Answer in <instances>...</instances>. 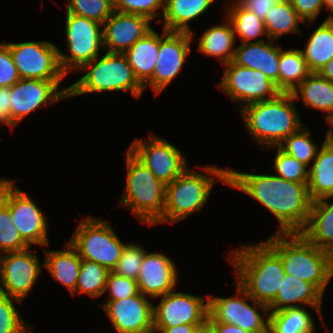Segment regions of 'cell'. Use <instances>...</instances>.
Here are the masks:
<instances>
[{
    "mask_svg": "<svg viewBox=\"0 0 333 333\" xmlns=\"http://www.w3.org/2000/svg\"><path fill=\"white\" fill-rule=\"evenodd\" d=\"M308 182H292L275 174H256L228 169V185L263 205L276 217L275 232H300L309 218L312 199Z\"/></svg>",
    "mask_w": 333,
    "mask_h": 333,
    "instance_id": "cell-1",
    "label": "cell"
},
{
    "mask_svg": "<svg viewBox=\"0 0 333 333\" xmlns=\"http://www.w3.org/2000/svg\"><path fill=\"white\" fill-rule=\"evenodd\" d=\"M228 253L236 282L251 298L268 306L286 275L280 256L265 241L236 247Z\"/></svg>",
    "mask_w": 333,
    "mask_h": 333,
    "instance_id": "cell-2",
    "label": "cell"
},
{
    "mask_svg": "<svg viewBox=\"0 0 333 333\" xmlns=\"http://www.w3.org/2000/svg\"><path fill=\"white\" fill-rule=\"evenodd\" d=\"M295 102L291 93L281 92L273 99L239 110L249 137L260 148L278 147L286 137L304 126Z\"/></svg>",
    "mask_w": 333,
    "mask_h": 333,
    "instance_id": "cell-3",
    "label": "cell"
},
{
    "mask_svg": "<svg viewBox=\"0 0 333 333\" xmlns=\"http://www.w3.org/2000/svg\"><path fill=\"white\" fill-rule=\"evenodd\" d=\"M265 242L280 256L286 274L314 284L323 294L333 278V255L300 232H274Z\"/></svg>",
    "mask_w": 333,
    "mask_h": 333,
    "instance_id": "cell-4",
    "label": "cell"
},
{
    "mask_svg": "<svg viewBox=\"0 0 333 333\" xmlns=\"http://www.w3.org/2000/svg\"><path fill=\"white\" fill-rule=\"evenodd\" d=\"M201 169L205 174L202 171L190 170L188 167L166 185L162 223L174 224L202 210L209 201L213 184L217 179L228 185V166L225 169L208 165Z\"/></svg>",
    "mask_w": 333,
    "mask_h": 333,
    "instance_id": "cell-5",
    "label": "cell"
},
{
    "mask_svg": "<svg viewBox=\"0 0 333 333\" xmlns=\"http://www.w3.org/2000/svg\"><path fill=\"white\" fill-rule=\"evenodd\" d=\"M125 156L126 183L120 206L130 209L139 223L162 224L166 185L127 148Z\"/></svg>",
    "mask_w": 333,
    "mask_h": 333,
    "instance_id": "cell-6",
    "label": "cell"
},
{
    "mask_svg": "<svg viewBox=\"0 0 333 333\" xmlns=\"http://www.w3.org/2000/svg\"><path fill=\"white\" fill-rule=\"evenodd\" d=\"M85 74L69 85L68 98L90 93L129 91L135 98H141L143 86L135 77L124 53H104L85 64L77 73Z\"/></svg>",
    "mask_w": 333,
    "mask_h": 333,
    "instance_id": "cell-7",
    "label": "cell"
},
{
    "mask_svg": "<svg viewBox=\"0 0 333 333\" xmlns=\"http://www.w3.org/2000/svg\"><path fill=\"white\" fill-rule=\"evenodd\" d=\"M114 230L107 220L85 216L75 226L68 242L77 250L81 259L96 262L112 271L126 245Z\"/></svg>",
    "mask_w": 333,
    "mask_h": 333,
    "instance_id": "cell-8",
    "label": "cell"
},
{
    "mask_svg": "<svg viewBox=\"0 0 333 333\" xmlns=\"http://www.w3.org/2000/svg\"><path fill=\"white\" fill-rule=\"evenodd\" d=\"M65 38L69 54L60 49L59 64L67 76L70 72H78L85 64L100 56L103 49L102 24L97 21L66 12Z\"/></svg>",
    "mask_w": 333,
    "mask_h": 333,
    "instance_id": "cell-9",
    "label": "cell"
},
{
    "mask_svg": "<svg viewBox=\"0 0 333 333\" xmlns=\"http://www.w3.org/2000/svg\"><path fill=\"white\" fill-rule=\"evenodd\" d=\"M236 293L229 297L208 294V314L218 323L232 324L251 333H268L269 307L251 298L238 283Z\"/></svg>",
    "mask_w": 333,
    "mask_h": 333,
    "instance_id": "cell-10",
    "label": "cell"
},
{
    "mask_svg": "<svg viewBox=\"0 0 333 333\" xmlns=\"http://www.w3.org/2000/svg\"><path fill=\"white\" fill-rule=\"evenodd\" d=\"M16 180H5L0 188V199L9 207L13 225L30 246H49L48 218L32 197L15 185Z\"/></svg>",
    "mask_w": 333,
    "mask_h": 333,
    "instance_id": "cell-11",
    "label": "cell"
},
{
    "mask_svg": "<svg viewBox=\"0 0 333 333\" xmlns=\"http://www.w3.org/2000/svg\"><path fill=\"white\" fill-rule=\"evenodd\" d=\"M22 79L62 81L58 47L50 41L6 42Z\"/></svg>",
    "mask_w": 333,
    "mask_h": 333,
    "instance_id": "cell-12",
    "label": "cell"
},
{
    "mask_svg": "<svg viewBox=\"0 0 333 333\" xmlns=\"http://www.w3.org/2000/svg\"><path fill=\"white\" fill-rule=\"evenodd\" d=\"M128 149L165 185L189 167L187 157L177 146L153 133L148 135L146 142L135 138Z\"/></svg>",
    "mask_w": 333,
    "mask_h": 333,
    "instance_id": "cell-13",
    "label": "cell"
},
{
    "mask_svg": "<svg viewBox=\"0 0 333 333\" xmlns=\"http://www.w3.org/2000/svg\"><path fill=\"white\" fill-rule=\"evenodd\" d=\"M224 75L216 84L241 110L247 105L270 100L281 93L261 71L241 67L233 61L225 64Z\"/></svg>",
    "mask_w": 333,
    "mask_h": 333,
    "instance_id": "cell-14",
    "label": "cell"
},
{
    "mask_svg": "<svg viewBox=\"0 0 333 333\" xmlns=\"http://www.w3.org/2000/svg\"><path fill=\"white\" fill-rule=\"evenodd\" d=\"M62 81L20 79L11 87V131L42 107L68 99L69 85L61 88Z\"/></svg>",
    "mask_w": 333,
    "mask_h": 333,
    "instance_id": "cell-15",
    "label": "cell"
},
{
    "mask_svg": "<svg viewBox=\"0 0 333 333\" xmlns=\"http://www.w3.org/2000/svg\"><path fill=\"white\" fill-rule=\"evenodd\" d=\"M194 33L167 31L160 34L159 55L151 79L143 86H150L155 95L160 94L179 76L183 64L191 54Z\"/></svg>",
    "mask_w": 333,
    "mask_h": 333,
    "instance_id": "cell-16",
    "label": "cell"
},
{
    "mask_svg": "<svg viewBox=\"0 0 333 333\" xmlns=\"http://www.w3.org/2000/svg\"><path fill=\"white\" fill-rule=\"evenodd\" d=\"M40 262L33 249L9 252L0 255V293L23 302L33 289L42 272Z\"/></svg>",
    "mask_w": 333,
    "mask_h": 333,
    "instance_id": "cell-17",
    "label": "cell"
},
{
    "mask_svg": "<svg viewBox=\"0 0 333 333\" xmlns=\"http://www.w3.org/2000/svg\"><path fill=\"white\" fill-rule=\"evenodd\" d=\"M153 305L154 327L181 324H203L208 317L209 299L202 296L171 291Z\"/></svg>",
    "mask_w": 333,
    "mask_h": 333,
    "instance_id": "cell-18",
    "label": "cell"
},
{
    "mask_svg": "<svg viewBox=\"0 0 333 333\" xmlns=\"http://www.w3.org/2000/svg\"><path fill=\"white\" fill-rule=\"evenodd\" d=\"M149 297L138 292L135 296L106 301L101 307L116 333H153V305Z\"/></svg>",
    "mask_w": 333,
    "mask_h": 333,
    "instance_id": "cell-19",
    "label": "cell"
},
{
    "mask_svg": "<svg viewBox=\"0 0 333 333\" xmlns=\"http://www.w3.org/2000/svg\"><path fill=\"white\" fill-rule=\"evenodd\" d=\"M178 275L175 262L166 254L147 251L137 277L139 292L156 300L176 289Z\"/></svg>",
    "mask_w": 333,
    "mask_h": 333,
    "instance_id": "cell-20",
    "label": "cell"
},
{
    "mask_svg": "<svg viewBox=\"0 0 333 333\" xmlns=\"http://www.w3.org/2000/svg\"><path fill=\"white\" fill-rule=\"evenodd\" d=\"M150 22L145 16L114 10L102 24L103 49L110 53H125L153 29Z\"/></svg>",
    "mask_w": 333,
    "mask_h": 333,
    "instance_id": "cell-21",
    "label": "cell"
},
{
    "mask_svg": "<svg viewBox=\"0 0 333 333\" xmlns=\"http://www.w3.org/2000/svg\"><path fill=\"white\" fill-rule=\"evenodd\" d=\"M323 297L324 294L314 284L286 274L275 299L268 307L270 312H274L306 305L314 309L321 323L326 327L322 316Z\"/></svg>",
    "mask_w": 333,
    "mask_h": 333,
    "instance_id": "cell-22",
    "label": "cell"
},
{
    "mask_svg": "<svg viewBox=\"0 0 333 333\" xmlns=\"http://www.w3.org/2000/svg\"><path fill=\"white\" fill-rule=\"evenodd\" d=\"M275 40L241 43L236 47L233 62L241 67L261 71L279 90L280 46Z\"/></svg>",
    "mask_w": 333,
    "mask_h": 333,
    "instance_id": "cell-23",
    "label": "cell"
},
{
    "mask_svg": "<svg viewBox=\"0 0 333 333\" xmlns=\"http://www.w3.org/2000/svg\"><path fill=\"white\" fill-rule=\"evenodd\" d=\"M300 233L311 244L333 255V197L312 202L308 221Z\"/></svg>",
    "mask_w": 333,
    "mask_h": 333,
    "instance_id": "cell-24",
    "label": "cell"
},
{
    "mask_svg": "<svg viewBox=\"0 0 333 333\" xmlns=\"http://www.w3.org/2000/svg\"><path fill=\"white\" fill-rule=\"evenodd\" d=\"M48 246L42 248L44 253V269L59 283L63 284L72 295L77 286L80 273L81 257L77 250L68 242L64 249L47 250Z\"/></svg>",
    "mask_w": 333,
    "mask_h": 333,
    "instance_id": "cell-25",
    "label": "cell"
},
{
    "mask_svg": "<svg viewBox=\"0 0 333 333\" xmlns=\"http://www.w3.org/2000/svg\"><path fill=\"white\" fill-rule=\"evenodd\" d=\"M224 18L223 23L212 25L202 32L197 47L201 54L214 57L223 65L233 61L236 50L233 26L226 16Z\"/></svg>",
    "mask_w": 333,
    "mask_h": 333,
    "instance_id": "cell-26",
    "label": "cell"
},
{
    "mask_svg": "<svg viewBox=\"0 0 333 333\" xmlns=\"http://www.w3.org/2000/svg\"><path fill=\"white\" fill-rule=\"evenodd\" d=\"M160 34L152 29L137 40L124 54L142 86L153 76L159 55Z\"/></svg>",
    "mask_w": 333,
    "mask_h": 333,
    "instance_id": "cell-27",
    "label": "cell"
},
{
    "mask_svg": "<svg viewBox=\"0 0 333 333\" xmlns=\"http://www.w3.org/2000/svg\"><path fill=\"white\" fill-rule=\"evenodd\" d=\"M216 0H165L164 13L159 23L167 31L188 32L193 31L189 23L201 17Z\"/></svg>",
    "mask_w": 333,
    "mask_h": 333,
    "instance_id": "cell-28",
    "label": "cell"
},
{
    "mask_svg": "<svg viewBox=\"0 0 333 333\" xmlns=\"http://www.w3.org/2000/svg\"><path fill=\"white\" fill-rule=\"evenodd\" d=\"M308 190L312 201L333 197V143L324 142L309 167Z\"/></svg>",
    "mask_w": 333,
    "mask_h": 333,
    "instance_id": "cell-29",
    "label": "cell"
},
{
    "mask_svg": "<svg viewBox=\"0 0 333 333\" xmlns=\"http://www.w3.org/2000/svg\"><path fill=\"white\" fill-rule=\"evenodd\" d=\"M300 49L311 73H317L333 58V20L325 19Z\"/></svg>",
    "mask_w": 333,
    "mask_h": 333,
    "instance_id": "cell-30",
    "label": "cell"
},
{
    "mask_svg": "<svg viewBox=\"0 0 333 333\" xmlns=\"http://www.w3.org/2000/svg\"><path fill=\"white\" fill-rule=\"evenodd\" d=\"M291 94L308 108L325 112L324 116L333 111V83L318 73H310Z\"/></svg>",
    "mask_w": 333,
    "mask_h": 333,
    "instance_id": "cell-31",
    "label": "cell"
},
{
    "mask_svg": "<svg viewBox=\"0 0 333 333\" xmlns=\"http://www.w3.org/2000/svg\"><path fill=\"white\" fill-rule=\"evenodd\" d=\"M224 4L227 5L224 15L233 26L235 38L239 37L241 43L262 42L269 39L264 20L242 8L235 0L228 4L225 0Z\"/></svg>",
    "mask_w": 333,
    "mask_h": 333,
    "instance_id": "cell-32",
    "label": "cell"
},
{
    "mask_svg": "<svg viewBox=\"0 0 333 333\" xmlns=\"http://www.w3.org/2000/svg\"><path fill=\"white\" fill-rule=\"evenodd\" d=\"M316 321L305 306L269 314V333H315Z\"/></svg>",
    "mask_w": 333,
    "mask_h": 333,
    "instance_id": "cell-33",
    "label": "cell"
},
{
    "mask_svg": "<svg viewBox=\"0 0 333 333\" xmlns=\"http://www.w3.org/2000/svg\"><path fill=\"white\" fill-rule=\"evenodd\" d=\"M300 49L284 50L280 46L279 91L292 93L296 87L310 74Z\"/></svg>",
    "mask_w": 333,
    "mask_h": 333,
    "instance_id": "cell-34",
    "label": "cell"
},
{
    "mask_svg": "<svg viewBox=\"0 0 333 333\" xmlns=\"http://www.w3.org/2000/svg\"><path fill=\"white\" fill-rule=\"evenodd\" d=\"M303 20L293 9L290 0H281L268 12L264 19L269 39L278 41L287 34H300L299 24Z\"/></svg>",
    "mask_w": 333,
    "mask_h": 333,
    "instance_id": "cell-35",
    "label": "cell"
},
{
    "mask_svg": "<svg viewBox=\"0 0 333 333\" xmlns=\"http://www.w3.org/2000/svg\"><path fill=\"white\" fill-rule=\"evenodd\" d=\"M109 270L100 264L82 259L80 273L75 292L76 294H85L91 298L97 299L105 294L107 277Z\"/></svg>",
    "mask_w": 333,
    "mask_h": 333,
    "instance_id": "cell-36",
    "label": "cell"
},
{
    "mask_svg": "<svg viewBox=\"0 0 333 333\" xmlns=\"http://www.w3.org/2000/svg\"><path fill=\"white\" fill-rule=\"evenodd\" d=\"M311 132L304 125L297 132L286 137L278 147L309 168L320 147L312 141Z\"/></svg>",
    "mask_w": 333,
    "mask_h": 333,
    "instance_id": "cell-37",
    "label": "cell"
},
{
    "mask_svg": "<svg viewBox=\"0 0 333 333\" xmlns=\"http://www.w3.org/2000/svg\"><path fill=\"white\" fill-rule=\"evenodd\" d=\"M30 247L13 225L9 207L0 199V255Z\"/></svg>",
    "mask_w": 333,
    "mask_h": 333,
    "instance_id": "cell-38",
    "label": "cell"
},
{
    "mask_svg": "<svg viewBox=\"0 0 333 333\" xmlns=\"http://www.w3.org/2000/svg\"><path fill=\"white\" fill-rule=\"evenodd\" d=\"M22 301L0 293V333H30L32 325L25 322L15 303ZM16 305V306H15Z\"/></svg>",
    "mask_w": 333,
    "mask_h": 333,
    "instance_id": "cell-39",
    "label": "cell"
},
{
    "mask_svg": "<svg viewBox=\"0 0 333 333\" xmlns=\"http://www.w3.org/2000/svg\"><path fill=\"white\" fill-rule=\"evenodd\" d=\"M67 13L103 24L114 11V0H67Z\"/></svg>",
    "mask_w": 333,
    "mask_h": 333,
    "instance_id": "cell-40",
    "label": "cell"
},
{
    "mask_svg": "<svg viewBox=\"0 0 333 333\" xmlns=\"http://www.w3.org/2000/svg\"><path fill=\"white\" fill-rule=\"evenodd\" d=\"M276 150L273 166L275 175L292 182H308L309 168L296 158L286 154L279 147H269Z\"/></svg>",
    "mask_w": 333,
    "mask_h": 333,
    "instance_id": "cell-41",
    "label": "cell"
},
{
    "mask_svg": "<svg viewBox=\"0 0 333 333\" xmlns=\"http://www.w3.org/2000/svg\"><path fill=\"white\" fill-rule=\"evenodd\" d=\"M146 252L147 249L142 247L141 244L126 242L121 257L111 272L119 276L137 280Z\"/></svg>",
    "mask_w": 333,
    "mask_h": 333,
    "instance_id": "cell-42",
    "label": "cell"
},
{
    "mask_svg": "<svg viewBox=\"0 0 333 333\" xmlns=\"http://www.w3.org/2000/svg\"><path fill=\"white\" fill-rule=\"evenodd\" d=\"M164 3L165 0H114V10L142 15L159 23L161 19L158 18L164 13Z\"/></svg>",
    "mask_w": 333,
    "mask_h": 333,
    "instance_id": "cell-43",
    "label": "cell"
},
{
    "mask_svg": "<svg viewBox=\"0 0 333 333\" xmlns=\"http://www.w3.org/2000/svg\"><path fill=\"white\" fill-rule=\"evenodd\" d=\"M108 297L106 301H117L135 296L138 292L137 280L126 278L109 272L106 282L105 293Z\"/></svg>",
    "mask_w": 333,
    "mask_h": 333,
    "instance_id": "cell-44",
    "label": "cell"
},
{
    "mask_svg": "<svg viewBox=\"0 0 333 333\" xmlns=\"http://www.w3.org/2000/svg\"><path fill=\"white\" fill-rule=\"evenodd\" d=\"M20 79L9 47L0 43V88L12 87Z\"/></svg>",
    "mask_w": 333,
    "mask_h": 333,
    "instance_id": "cell-45",
    "label": "cell"
},
{
    "mask_svg": "<svg viewBox=\"0 0 333 333\" xmlns=\"http://www.w3.org/2000/svg\"><path fill=\"white\" fill-rule=\"evenodd\" d=\"M293 9L303 20L304 24L307 22L314 23L317 20L319 13L323 10V0H290Z\"/></svg>",
    "mask_w": 333,
    "mask_h": 333,
    "instance_id": "cell-46",
    "label": "cell"
},
{
    "mask_svg": "<svg viewBox=\"0 0 333 333\" xmlns=\"http://www.w3.org/2000/svg\"><path fill=\"white\" fill-rule=\"evenodd\" d=\"M242 8L264 20L268 12L281 0H235Z\"/></svg>",
    "mask_w": 333,
    "mask_h": 333,
    "instance_id": "cell-47",
    "label": "cell"
},
{
    "mask_svg": "<svg viewBox=\"0 0 333 333\" xmlns=\"http://www.w3.org/2000/svg\"><path fill=\"white\" fill-rule=\"evenodd\" d=\"M0 123L11 129V87L0 88Z\"/></svg>",
    "mask_w": 333,
    "mask_h": 333,
    "instance_id": "cell-48",
    "label": "cell"
},
{
    "mask_svg": "<svg viewBox=\"0 0 333 333\" xmlns=\"http://www.w3.org/2000/svg\"><path fill=\"white\" fill-rule=\"evenodd\" d=\"M202 324H181L173 327H154L153 333H196Z\"/></svg>",
    "mask_w": 333,
    "mask_h": 333,
    "instance_id": "cell-49",
    "label": "cell"
},
{
    "mask_svg": "<svg viewBox=\"0 0 333 333\" xmlns=\"http://www.w3.org/2000/svg\"><path fill=\"white\" fill-rule=\"evenodd\" d=\"M207 321L215 328L216 333H251L232 324L218 323L209 314Z\"/></svg>",
    "mask_w": 333,
    "mask_h": 333,
    "instance_id": "cell-50",
    "label": "cell"
},
{
    "mask_svg": "<svg viewBox=\"0 0 333 333\" xmlns=\"http://www.w3.org/2000/svg\"><path fill=\"white\" fill-rule=\"evenodd\" d=\"M322 78L333 83V58L317 72Z\"/></svg>",
    "mask_w": 333,
    "mask_h": 333,
    "instance_id": "cell-51",
    "label": "cell"
},
{
    "mask_svg": "<svg viewBox=\"0 0 333 333\" xmlns=\"http://www.w3.org/2000/svg\"><path fill=\"white\" fill-rule=\"evenodd\" d=\"M327 125L330 127L326 132L324 142H333V111L328 113L325 117Z\"/></svg>",
    "mask_w": 333,
    "mask_h": 333,
    "instance_id": "cell-52",
    "label": "cell"
},
{
    "mask_svg": "<svg viewBox=\"0 0 333 333\" xmlns=\"http://www.w3.org/2000/svg\"><path fill=\"white\" fill-rule=\"evenodd\" d=\"M196 333H216L215 328L206 320L202 325L198 326Z\"/></svg>",
    "mask_w": 333,
    "mask_h": 333,
    "instance_id": "cell-53",
    "label": "cell"
},
{
    "mask_svg": "<svg viewBox=\"0 0 333 333\" xmlns=\"http://www.w3.org/2000/svg\"><path fill=\"white\" fill-rule=\"evenodd\" d=\"M324 6L327 7V10L329 9L330 13L328 14V17L326 19L333 20V0H323Z\"/></svg>",
    "mask_w": 333,
    "mask_h": 333,
    "instance_id": "cell-54",
    "label": "cell"
},
{
    "mask_svg": "<svg viewBox=\"0 0 333 333\" xmlns=\"http://www.w3.org/2000/svg\"><path fill=\"white\" fill-rule=\"evenodd\" d=\"M7 178H0V188H1V186L3 185V183L5 182V180H6Z\"/></svg>",
    "mask_w": 333,
    "mask_h": 333,
    "instance_id": "cell-55",
    "label": "cell"
}]
</instances>
